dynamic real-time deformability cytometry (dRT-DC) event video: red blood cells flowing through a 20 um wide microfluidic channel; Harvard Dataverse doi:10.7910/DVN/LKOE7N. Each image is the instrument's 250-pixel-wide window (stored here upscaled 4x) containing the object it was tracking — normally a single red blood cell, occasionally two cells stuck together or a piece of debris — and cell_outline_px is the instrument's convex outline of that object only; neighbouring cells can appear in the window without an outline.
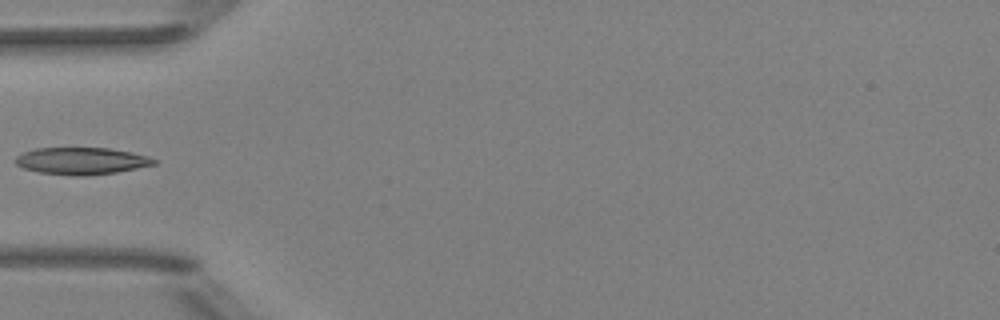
{"species": "Egyptian fruit bat (a non-hibernating species)", "species_latin": "Rousettus aegyptiacus", "temperature_condition": "room temperature", "stored_images_in_passage": 7, "camera_frame_rate_fps": 3000, "um_per_image_px": 0.085, "animal": {"sex": "female"}, "frame": {"image": 1, "passage_image": 6, "time_ms": 5.667, "image_size_px": [1000, 320], "cell_outline_px": [[156, 164], [116, 172], [88, 176], [72, 176], [40, 172], [24, 168], [16, 164], [16, 156], [24, 152], [36, 148], [112, 148], [132, 152], [148, 156], [156, 160]], "centroid_in_image_um": [6.94, 13.68], "position_along_channel_um": 78.1, "area_um2": 21.79}}
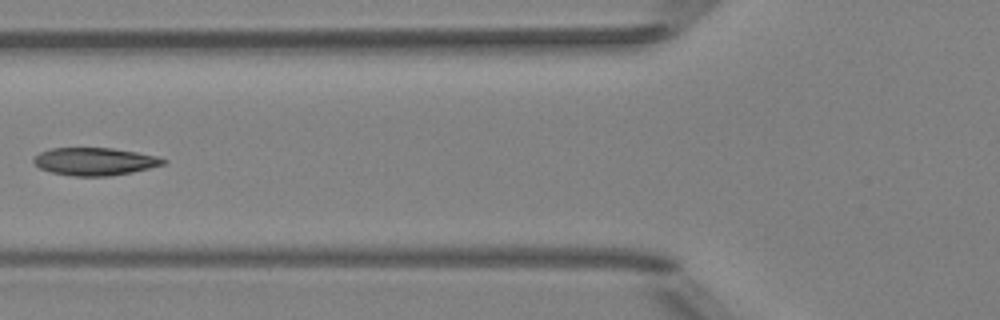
{"frame": {"image": 2, "passage_image": 7, "time_ms": 6.667, "image_size_px": [1000, 320], "cell_outline_px": [[168, 160], [164, 164], [132, 172], [108, 176], [72, 176], [52, 172], [40, 168], [32, 160], [40, 152], [52, 148], [112, 148], [136, 152], [156, 156]], "centroid_in_image_um": [8.05, 13.72], "position_along_channel_um": 117.7, "area_um2": 20.69}}